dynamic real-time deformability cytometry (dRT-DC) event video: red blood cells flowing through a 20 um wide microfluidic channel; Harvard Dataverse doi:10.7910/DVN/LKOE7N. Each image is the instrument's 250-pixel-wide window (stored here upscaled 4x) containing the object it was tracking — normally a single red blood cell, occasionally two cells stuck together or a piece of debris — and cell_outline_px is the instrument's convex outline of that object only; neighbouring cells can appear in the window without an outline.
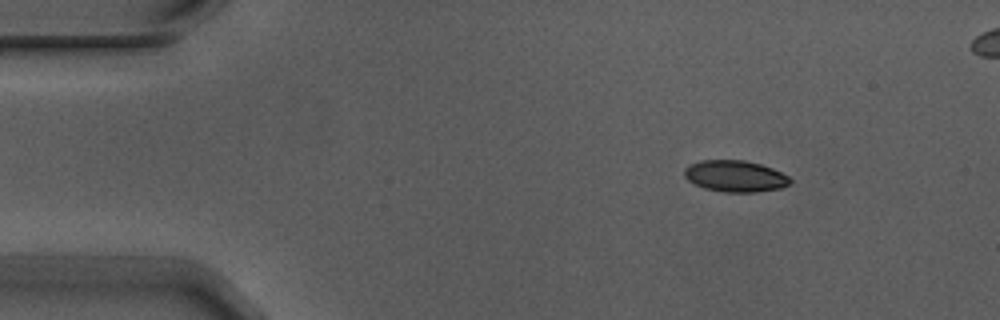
{"species": "Egyptian fruit bat (a non-hibernating species)", "species_latin": "Rousettus aegyptiacus", "temperature_condition": "warm", "stored_images_in_passage": 6, "camera_frame_rate_fps": 3000, "um_per_image_px": 0.085, "animal": {"sex": "male"}, "frame": {"image": 1, "passage_image": 1, "time_ms": 0.0, "image_size_px": [1000, 320], "cell_outline_px": [[792, 180], [788, 184], [780, 188], [756, 192], [724, 192], [704, 188], [688, 180], [684, 176], [684, 168], [688, 164], [700, 160], [744, 160], [760, 164], [772, 168], [788, 176]], "centroid_in_image_um": [62.46, 14.96], "position_along_channel_um": 22.5, "area_um2": 19.36}}
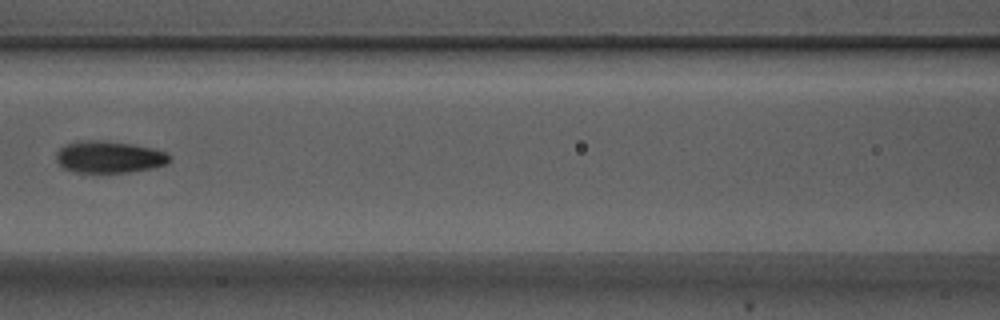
{"frame": {"image": 2, "passage_image": 5, "time_ms": 1.333, "image_size_px": [1000, 320], "cell_outline_px": [[172, 160], [164, 164], [152, 168], [128, 172], [72, 172], [64, 168], [56, 160], [56, 152], [64, 144], [76, 140], [104, 140], [132, 144], [152, 148], [164, 152]], "centroid_in_image_um": [9.21, 13.33], "position_along_channel_um": 157.4, "area_um2": 21.1}}
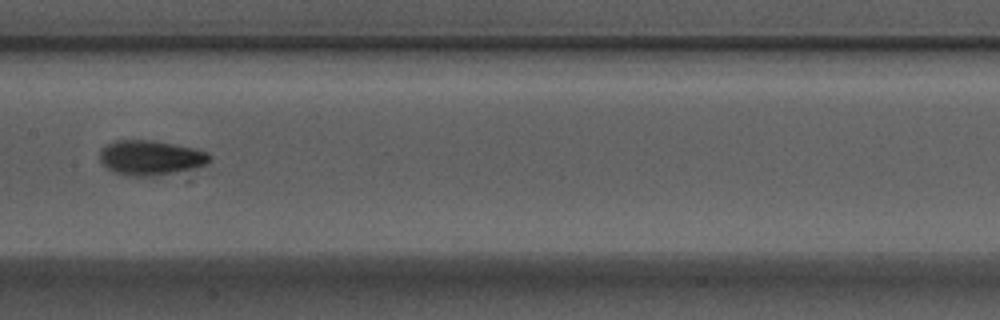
{"frame": {"image": 3, "passage_image": 6, "time_ms": 1.667, "image_size_px": [1000, 320], "cell_outline_px": [[212, 160], [204, 164], [192, 168], [156, 176], [128, 176], [112, 172], [100, 160], [100, 148], [116, 140], [152, 140], [196, 148], [212, 156]], "centroid_in_image_um": [12.77, 13.4], "position_along_channel_um": 194.6, "area_um2": 22.2}}